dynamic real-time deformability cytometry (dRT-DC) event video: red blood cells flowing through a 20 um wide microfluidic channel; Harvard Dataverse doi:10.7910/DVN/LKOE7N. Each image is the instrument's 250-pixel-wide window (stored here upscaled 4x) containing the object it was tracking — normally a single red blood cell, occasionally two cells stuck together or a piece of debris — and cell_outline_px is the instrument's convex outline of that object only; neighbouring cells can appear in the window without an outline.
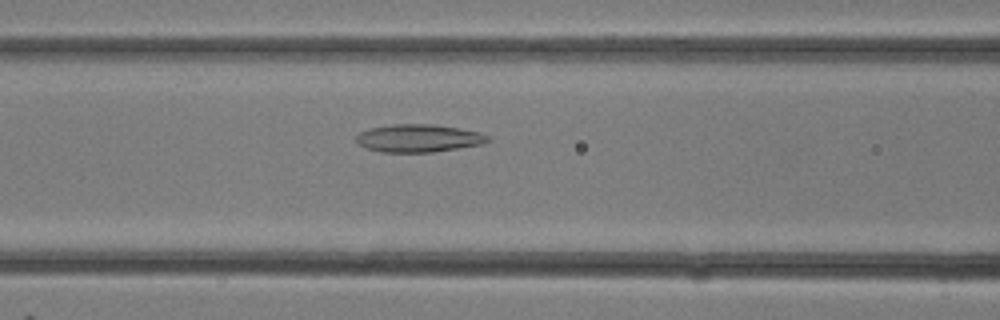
{"species": "common noctule bat (a hibernating species)", "species_latin": "Nyctalus noctula", "temperature_condition": "room temperature", "stored_images_in_passage": 15, "camera_frame_rate_fps": 3000, "um_per_image_px": 0.085, "animal": {"sex": "female"}, "frame": {"image": 1, "passage_image": 11, "time_ms": 3.333, "image_size_px": [1000, 320], "cell_outline_px": [[492, 140], [480, 144], [432, 152], [380, 152], [364, 148], [356, 140], [356, 136], [360, 132], [372, 128], [392, 124], [436, 124], [460, 128], [480, 132], [492, 136]], "centroid_in_image_um": [35.61, 11.74], "position_along_channel_um": 131.0, "area_um2": 21.39}}
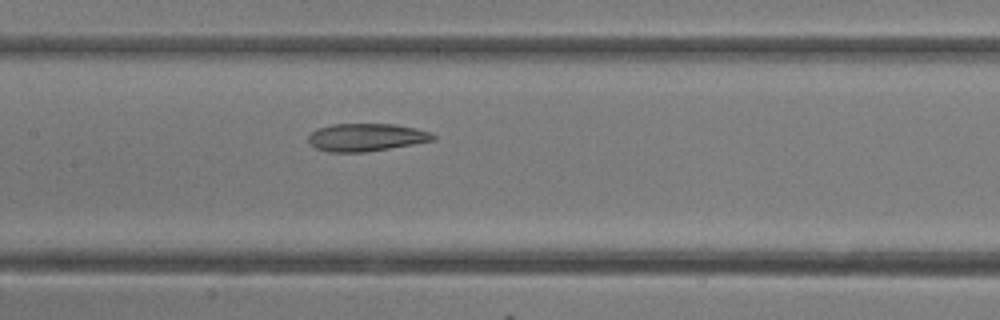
{"frame": {"image": 2, "passage_image": 13, "time_ms": 4.0, "image_size_px": [1000, 320], "cell_outline_px": [[436, 140], [364, 152], [328, 152], [316, 148], [308, 144], [308, 136], [316, 128], [332, 124], [396, 124], [416, 128], [432, 132], [436, 136]], "centroid_in_image_um": [31.12, 11.66], "position_along_channel_um": 176.3, "area_um2": 20.29}}
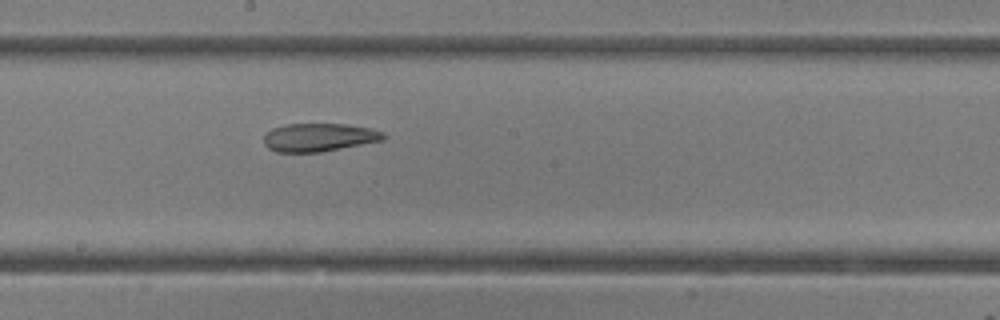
{"frame": {"image": 3, "passage_image": 15, "time_ms": 4.667, "image_size_px": [1000, 320], "cell_outline_px": [[388, 136], [384, 140], [320, 152], [276, 152], [268, 148], [264, 144], [264, 136], [272, 128], [288, 124], [348, 124], [372, 128], [384, 132]], "centroid_in_image_um": [27.16, 11.67], "position_along_channel_um": 221.0, "area_um2": 19.77}}